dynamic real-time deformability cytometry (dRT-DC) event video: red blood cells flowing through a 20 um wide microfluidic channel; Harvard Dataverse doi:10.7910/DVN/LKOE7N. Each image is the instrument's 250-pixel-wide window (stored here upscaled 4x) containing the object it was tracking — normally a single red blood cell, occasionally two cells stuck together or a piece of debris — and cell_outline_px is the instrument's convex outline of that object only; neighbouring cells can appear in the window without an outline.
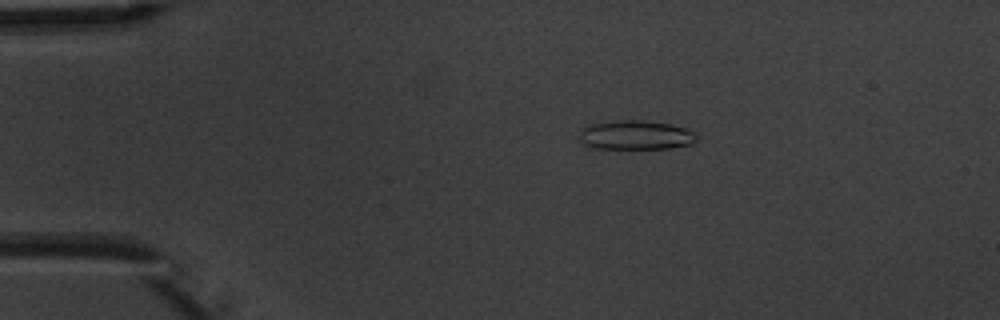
{"species": "common noctule bat (a hibernating species)", "species_latin": "Nyctalus noctula", "temperature_condition": "warm", "stored_images_in_passage": 7, "camera_frame_rate_fps": 3000, "um_per_image_px": 0.085, "animal": {"sex": "male", "body_mass_g": 20.1, "forearm_length_mm": 53.5}, "frame": {"image": 1, "passage_image": 2, "time_ms": 1.0, "image_size_px": [1000, 320], "cell_outline_px": [[696, 140], [692, 144], [668, 148], [596, 148], [584, 144], [580, 140], [580, 132], [588, 124], [616, 120], [640, 120], [668, 124], [684, 128], [696, 132]], "centroid_in_image_um": [54.03, 11.47], "position_along_channel_um": 31.0, "area_um2": 19.77}}
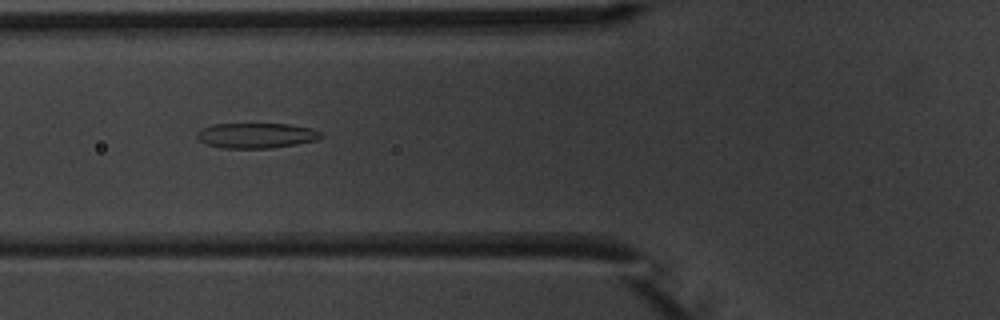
{"frame": {"image": 2, "passage_image": 5, "time_ms": 4.333, "image_size_px": [1000, 320], "cell_outline_px": [[324, 136], [316, 140], [296, 144], [272, 148], [224, 148], [204, 144], [196, 136], [196, 132], [212, 124], [288, 124], [308, 128], [320, 132]], "centroid_in_image_um": [21.75, 11.52], "position_along_channel_um": 104.0, "area_um2": 18.09}}
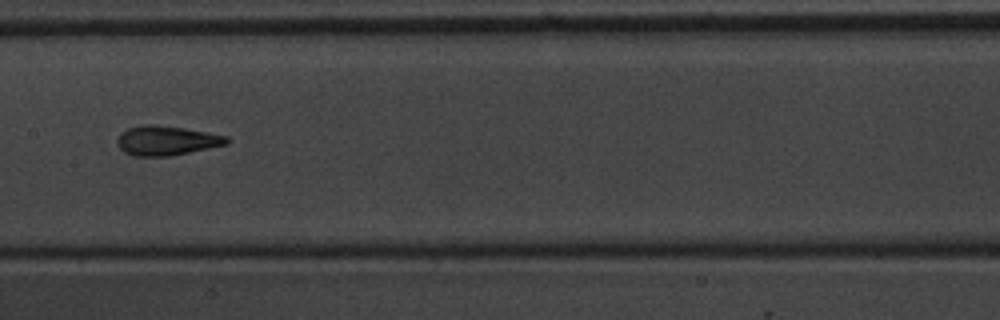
{"frame": {"image": 3, "passage_image": 7, "time_ms": 6.667, "image_size_px": [1000, 320], "cell_outline_px": [[228, 144], [168, 156], [132, 156], [124, 152], [120, 148], [116, 140], [120, 132], [128, 128], [144, 124], [152, 124], [184, 128], [208, 132], [228, 136]], "centroid_in_image_um": [14.12, 11.94], "position_along_channel_um": 193.3, "area_um2": 18.79}}